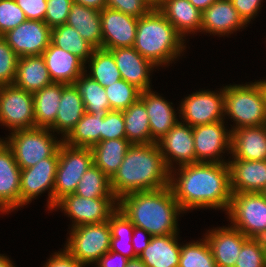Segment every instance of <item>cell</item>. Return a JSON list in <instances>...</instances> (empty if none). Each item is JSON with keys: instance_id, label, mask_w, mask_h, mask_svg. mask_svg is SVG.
<instances>
[{"instance_id": "44", "label": "cell", "mask_w": 266, "mask_h": 267, "mask_svg": "<svg viewBox=\"0 0 266 267\" xmlns=\"http://www.w3.org/2000/svg\"><path fill=\"white\" fill-rule=\"evenodd\" d=\"M26 20L15 0H0V37Z\"/></svg>"}, {"instance_id": "25", "label": "cell", "mask_w": 266, "mask_h": 267, "mask_svg": "<svg viewBox=\"0 0 266 267\" xmlns=\"http://www.w3.org/2000/svg\"><path fill=\"white\" fill-rule=\"evenodd\" d=\"M232 193L262 192L266 187V160L229 159Z\"/></svg>"}, {"instance_id": "56", "label": "cell", "mask_w": 266, "mask_h": 267, "mask_svg": "<svg viewBox=\"0 0 266 267\" xmlns=\"http://www.w3.org/2000/svg\"><path fill=\"white\" fill-rule=\"evenodd\" d=\"M126 267H146V265L139 257H135V258L129 259Z\"/></svg>"}, {"instance_id": "19", "label": "cell", "mask_w": 266, "mask_h": 267, "mask_svg": "<svg viewBox=\"0 0 266 267\" xmlns=\"http://www.w3.org/2000/svg\"><path fill=\"white\" fill-rule=\"evenodd\" d=\"M110 51L113 53L122 79L141 91L152 89L150 76L158 67L141 56L134 47L116 48Z\"/></svg>"}, {"instance_id": "35", "label": "cell", "mask_w": 266, "mask_h": 267, "mask_svg": "<svg viewBox=\"0 0 266 267\" xmlns=\"http://www.w3.org/2000/svg\"><path fill=\"white\" fill-rule=\"evenodd\" d=\"M126 139L131 144L151 143L149 116L145 104L138 99L123 111Z\"/></svg>"}, {"instance_id": "49", "label": "cell", "mask_w": 266, "mask_h": 267, "mask_svg": "<svg viewBox=\"0 0 266 267\" xmlns=\"http://www.w3.org/2000/svg\"><path fill=\"white\" fill-rule=\"evenodd\" d=\"M240 18L247 25L255 19L261 10L263 0H230Z\"/></svg>"}, {"instance_id": "34", "label": "cell", "mask_w": 266, "mask_h": 267, "mask_svg": "<svg viewBox=\"0 0 266 267\" xmlns=\"http://www.w3.org/2000/svg\"><path fill=\"white\" fill-rule=\"evenodd\" d=\"M87 67L90 71L87 70ZM84 73L104 88L122 79L113 53L103 48L94 49L92 56L85 63Z\"/></svg>"}, {"instance_id": "60", "label": "cell", "mask_w": 266, "mask_h": 267, "mask_svg": "<svg viewBox=\"0 0 266 267\" xmlns=\"http://www.w3.org/2000/svg\"><path fill=\"white\" fill-rule=\"evenodd\" d=\"M263 194V196L265 197L266 199V187L263 189V191L261 192Z\"/></svg>"}, {"instance_id": "2", "label": "cell", "mask_w": 266, "mask_h": 267, "mask_svg": "<svg viewBox=\"0 0 266 267\" xmlns=\"http://www.w3.org/2000/svg\"><path fill=\"white\" fill-rule=\"evenodd\" d=\"M169 183L170 170L157 143L132 144L110 179L117 199L132 192L159 190Z\"/></svg>"}, {"instance_id": "41", "label": "cell", "mask_w": 266, "mask_h": 267, "mask_svg": "<svg viewBox=\"0 0 266 267\" xmlns=\"http://www.w3.org/2000/svg\"><path fill=\"white\" fill-rule=\"evenodd\" d=\"M110 110L124 111L132 103H135L141 94V90L135 85L127 83L124 79H120L116 83L104 88Z\"/></svg>"}, {"instance_id": "22", "label": "cell", "mask_w": 266, "mask_h": 267, "mask_svg": "<svg viewBox=\"0 0 266 267\" xmlns=\"http://www.w3.org/2000/svg\"><path fill=\"white\" fill-rule=\"evenodd\" d=\"M21 169L11 148L0 139V203L11 213L19 209Z\"/></svg>"}, {"instance_id": "51", "label": "cell", "mask_w": 266, "mask_h": 267, "mask_svg": "<svg viewBox=\"0 0 266 267\" xmlns=\"http://www.w3.org/2000/svg\"><path fill=\"white\" fill-rule=\"evenodd\" d=\"M129 259L115 251L103 254L94 264L96 267H126Z\"/></svg>"}, {"instance_id": "16", "label": "cell", "mask_w": 266, "mask_h": 267, "mask_svg": "<svg viewBox=\"0 0 266 267\" xmlns=\"http://www.w3.org/2000/svg\"><path fill=\"white\" fill-rule=\"evenodd\" d=\"M156 143L170 171L173 170L176 165L179 167L196 163L193 127L190 125L178 121L173 128Z\"/></svg>"}, {"instance_id": "45", "label": "cell", "mask_w": 266, "mask_h": 267, "mask_svg": "<svg viewBox=\"0 0 266 267\" xmlns=\"http://www.w3.org/2000/svg\"><path fill=\"white\" fill-rule=\"evenodd\" d=\"M123 111L110 110L102 119L101 141L126 138Z\"/></svg>"}, {"instance_id": "46", "label": "cell", "mask_w": 266, "mask_h": 267, "mask_svg": "<svg viewBox=\"0 0 266 267\" xmlns=\"http://www.w3.org/2000/svg\"><path fill=\"white\" fill-rule=\"evenodd\" d=\"M73 0H47L44 22L51 28L66 24Z\"/></svg>"}, {"instance_id": "6", "label": "cell", "mask_w": 266, "mask_h": 267, "mask_svg": "<svg viewBox=\"0 0 266 267\" xmlns=\"http://www.w3.org/2000/svg\"><path fill=\"white\" fill-rule=\"evenodd\" d=\"M55 135L47 128H32L10 132L4 141L20 169H27L58 151L63 139Z\"/></svg>"}, {"instance_id": "47", "label": "cell", "mask_w": 266, "mask_h": 267, "mask_svg": "<svg viewBox=\"0 0 266 267\" xmlns=\"http://www.w3.org/2000/svg\"><path fill=\"white\" fill-rule=\"evenodd\" d=\"M106 7L140 18L153 7L149 0H106Z\"/></svg>"}, {"instance_id": "50", "label": "cell", "mask_w": 266, "mask_h": 267, "mask_svg": "<svg viewBox=\"0 0 266 267\" xmlns=\"http://www.w3.org/2000/svg\"><path fill=\"white\" fill-rule=\"evenodd\" d=\"M62 250V251H61ZM54 252L52 256L44 263L43 267H85L87 265L80 263L65 248Z\"/></svg>"}, {"instance_id": "29", "label": "cell", "mask_w": 266, "mask_h": 267, "mask_svg": "<svg viewBox=\"0 0 266 267\" xmlns=\"http://www.w3.org/2000/svg\"><path fill=\"white\" fill-rule=\"evenodd\" d=\"M52 83L42 55L19 57L15 86L33 94Z\"/></svg>"}, {"instance_id": "7", "label": "cell", "mask_w": 266, "mask_h": 267, "mask_svg": "<svg viewBox=\"0 0 266 267\" xmlns=\"http://www.w3.org/2000/svg\"><path fill=\"white\" fill-rule=\"evenodd\" d=\"M225 213L246 237L266 240V199L261 192L233 193Z\"/></svg>"}, {"instance_id": "5", "label": "cell", "mask_w": 266, "mask_h": 267, "mask_svg": "<svg viewBox=\"0 0 266 267\" xmlns=\"http://www.w3.org/2000/svg\"><path fill=\"white\" fill-rule=\"evenodd\" d=\"M248 83L224 86V117L228 116L234 122L230 131L266 125L264 92L258 81Z\"/></svg>"}, {"instance_id": "31", "label": "cell", "mask_w": 266, "mask_h": 267, "mask_svg": "<svg viewBox=\"0 0 266 267\" xmlns=\"http://www.w3.org/2000/svg\"><path fill=\"white\" fill-rule=\"evenodd\" d=\"M131 145L126 138L100 141L91 147L93 164L111 179Z\"/></svg>"}, {"instance_id": "4", "label": "cell", "mask_w": 266, "mask_h": 267, "mask_svg": "<svg viewBox=\"0 0 266 267\" xmlns=\"http://www.w3.org/2000/svg\"><path fill=\"white\" fill-rule=\"evenodd\" d=\"M185 41L154 6L146 15L138 18L133 47L156 67H166L184 55L187 49Z\"/></svg>"}, {"instance_id": "21", "label": "cell", "mask_w": 266, "mask_h": 267, "mask_svg": "<svg viewBox=\"0 0 266 267\" xmlns=\"http://www.w3.org/2000/svg\"><path fill=\"white\" fill-rule=\"evenodd\" d=\"M146 107L149 116L151 143H156L179 121L172 102L165 100L153 90L141 91L139 98Z\"/></svg>"}, {"instance_id": "9", "label": "cell", "mask_w": 266, "mask_h": 267, "mask_svg": "<svg viewBox=\"0 0 266 267\" xmlns=\"http://www.w3.org/2000/svg\"><path fill=\"white\" fill-rule=\"evenodd\" d=\"M93 164L91 148L73 147L62 142L53 188V207L63 196L75 192L83 174Z\"/></svg>"}, {"instance_id": "10", "label": "cell", "mask_w": 266, "mask_h": 267, "mask_svg": "<svg viewBox=\"0 0 266 267\" xmlns=\"http://www.w3.org/2000/svg\"><path fill=\"white\" fill-rule=\"evenodd\" d=\"M64 211L70 220L71 228L87 224L108 221L118 209L117 198H84L77 194H68L59 199L52 211Z\"/></svg>"}, {"instance_id": "57", "label": "cell", "mask_w": 266, "mask_h": 267, "mask_svg": "<svg viewBox=\"0 0 266 267\" xmlns=\"http://www.w3.org/2000/svg\"><path fill=\"white\" fill-rule=\"evenodd\" d=\"M258 83L260 84L264 95H265V100H266V79H261L260 81L258 80Z\"/></svg>"}, {"instance_id": "32", "label": "cell", "mask_w": 266, "mask_h": 267, "mask_svg": "<svg viewBox=\"0 0 266 267\" xmlns=\"http://www.w3.org/2000/svg\"><path fill=\"white\" fill-rule=\"evenodd\" d=\"M61 96L62 83L55 82L33 93L35 128L53 126Z\"/></svg>"}, {"instance_id": "48", "label": "cell", "mask_w": 266, "mask_h": 267, "mask_svg": "<svg viewBox=\"0 0 266 267\" xmlns=\"http://www.w3.org/2000/svg\"><path fill=\"white\" fill-rule=\"evenodd\" d=\"M23 10L27 20L44 21L47 11V0H15Z\"/></svg>"}, {"instance_id": "24", "label": "cell", "mask_w": 266, "mask_h": 267, "mask_svg": "<svg viewBox=\"0 0 266 267\" xmlns=\"http://www.w3.org/2000/svg\"><path fill=\"white\" fill-rule=\"evenodd\" d=\"M42 57L55 83L73 84L85 72V63L80 58L52 43Z\"/></svg>"}, {"instance_id": "13", "label": "cell", "mask_w": 266, "mask_h": 267, "mask_svg": "<svg viewBox=\"0 0 266 267\" xmlns=\"http://www.w3.org/2000/svg\"><path fill=\"white\" fill-rule=\"evenodd\" d=\"M59 161V149L52 156L40 160L34 166L21 169L19 208L31 203L45 191L48 192L47 209H53V188Z\"/></svg>"}, {"instance_id": "1", "label": "cell", "mask_w": 266, "mask_h": 267, "mask_svg": "<svg viewBox=\"0 0 266 267\" xmlns=\"http://www.w3.org/2000/svg\"><path fill=\"white\" fill-rule=\"evenodd\" d=\"M169 186L186 213L197 209L228 210L232 198L228 163L196 162L170 171Z\"/></svg>"}, {"instance_id": "18", "label": "cell", "mask_w": 266, "mask_h": 267, "mask_svg": "<svg viewBox=\"0 0 266 267\" xmlns=\"http://www.w3.org/2000/svg\"><path fill=\"white\" fill-rule=\"evenodd\" d=\"M204 237L209 244L216 267H235L241 247L248 239L230 225L209 229Z\"/></svg>"}, {"instance_id": "53", "label": "cell", "mask_w": 266, "mask_h": 267, "mask_svg": "<svg viewBox=\"0 0 266 267\" xmlns=\"http://www.w3.org/2000/svg\"><path fill=\"white\" fill-rule=\"evenodd\" d=\"M73 3L94 8L98 11H101L106 7V0H73Z\"/></svg>"}, {"instance_id": "54", "label": "cell", "mask_w": 266, "mask_h": 267, "mask_svg": "<svg viewBox=\"0 0 266 267\" xmlns=\"http://www.w3.org/2000/svg\"><path fill=\"white\" fill-rule=\"evenodd\" d=\"M195 8L203 12L206 10L212 3L218 0H188Z\"/></svg>"}, {"instance_id": "12", "label": "cell", "mask_w": 266, "mask_h": 267, "mask_svg": "<svg viewBox=\"0 0 266 267\" xmlns=\"http://www.w3.org/2000/svg\"><path fill=\"white\" fill-rule=\"evenodd\" d=\"M0 124L10 132L35 128L33 94L14 84L0 86Z\"/></svg>"}, {"instance_id": "36", "label": "cell", "mask_w": 266, "mask_h": 267, "mask_svg": "<svg viewBox=\"0 0 266 267\" xmlns=\"http://www.w3.org/2000/svg\"><path fill=\"white\" fill-rule=\"evenodd\" d=\"M108 222L111 229L110 251L118 252L128 259L138 257L132 245V222L119 209L110 216Z\"/></svg>"}, {"instance_id": "28", "label": "cell", "mask_w": 266, "mask_h": 267, "mask_svg": "<svg viewBox=\"0 0 266 267\" xmlns=\"http://www.w3.org/2000/svg\"><path fill=\"white\" fill-rule=\"evenodd\" d=\"M177 234L152 236L150 243L139 255L146 267H178L181 243Z\"/></svg>"}, {"instance_id": "11", "label": "cell", "mask_w": 266, "mask_h": 267, "mask_svg": "<svg viewBox=\"0 0 266 267\" xmlns=\"http://www.w3.org/2000/svg\"><path fill=\"white\" fill-rule=\"evenodd\" d=\"M188 95L178 107L181 122L195 127L227 119L224 117V86L219 91L202 89Z\"/></svg>"}, {"instance_id": "42", "label": "cell", "mask_w": 266, "mask_h": 267, "mask_svg": "<svg viewBox=\"0 0 266 267\" xmlns=\"http://www.w3.org/2000/svg\"><path fill=\"white\" fill-rule=\"evenodd\" d=\"M238 256L235 267H266V240L248 238Z\"/></svg>"}, {"instance_id": "39", "label": "cell", "mask_w": 266, "mask_h": 267, "mask_svg": "<svg viewBox=\"0 0 266 267\" xmlns=\"http://www.w3.org/2000/svg\"><path fill=\"white\" fill-rule=\"evenodd\" d=\"M73 85L82 97L85 112L93 114L99 111H110V104L104 87L86 73H83Z\"/></svg>"}, {"instance_id": "58", "label": "cell", "mask_w": 266, "mask_h": 267, "mask_svg": "<svg viewBox=\"0 0 266 267\" xmlns=\"http://www.w3.org/2000/svg\"><path fill=\"white\" fill-rule=\"evenodd\" d=\"M0 212L1 214L7 213L9 214L10 212L0 203Z\"/></svg>"}, {"instance_id": "20", "label": "cell", "mask_w": 266, "mask_h": 267, "mask_svg": "<svg viewBox=\"0 0 266 267\" xmlns=\"http://www.w3.org/2000/svg\"><path fill=\"white\" fill-rule=\"evenodd\" d=\"M201 32L211 36H229L248 27L240 18L230 0H218L202 12Z\"/></svg>"}, {"instance_id": "3", "label": "cell", "mask_w": 266, "mask_h": 267, "mask_svg": "<svg viewBox=\"0 0 266 267\" xmlns=\"http://www.w3.org/2000/svg\"><path fill=\"white\" fill-rule=\"evenodd\" d=\"M118 209L135 227L152 236L179 233V215L184 213L167 186L153 191L132 192L118 199Z\"/></svg>"}, {"instance_id": "40", "label": "cell", "mask_w": 266, "mask_h": 267, "mask_svg": "<svg viewBox=\"0 0 266 267\" xmlns=\"http://www.w3.org/2000/svg\"><path fill=\"white\" fill-rule=\"evenodd\" d=\"M178 267H216L206 238L182 243Z\"/></svg>"}, {"instance_id": "59", "label": "cell", "mask_w": 266, "mask_h": 267, "mask_svg": "<svg viewBox=\"0 0 266 267\" xmlns=\"http://www.w3.org/2000/svg\"><path fill=\"white\" fill-rule=\"evenodd\" d=\"M152 5L156 6L157 4H159L162 0H149Z\"/></svg>"}, {"instance_id": "38", "label": "cell", "mask_w": 266, "mask_h": 267, "mask_svg": "<svg viewBox=\"0 0 266 267\" xmlns=\"http://www.w3.org/2000/svg\"><path fill=\"white\" fill-rule=\"evenodd\" d=\"M74 194L84 198H116L111 189L110 178L94 164L83 174Z\"/></svg>"}, {"instance_id": "17", "label": "cell", "mask_w": 266, "mask_h": 267, "mask_svg": "<svg viewBox=\"0 0 266 267\" xmlns=\"http://www.w3.org/2000/svg\"><path fill=\"white\" fill-rule=\"evenodd\" d=\"M102 29V48L133 47L138 18L115 9L105 7L100 11Z\"/></svg>"}, {"instance_id": "26", "label": "cell", "mask_w": 266, "mask_h": 267, "mask_svg": "<svg viewBox=\"0 0 266 267\" xmlns=\"http://www.w3.org/2000/svg\"><path fill=\"white\" fill-rule=\"evenodd\" d=\"M156 8L174 26L177 32L186 40L190 34L201 32L202 12L188 0H162ZM186 36V37H185Z\"/></svg>"}, {"instance_id": "27", "label": "cell", "mask_w": 266, "mask_h": 267, "mask_svg": "<svg viewBox=\"0 0 266 267\" xmlns=\"http://www.w3.org/2000/svg\"><path fill=\"white\" fill-rule=\"evenodd\" d=\"M85 114L82 97L73 84L62 83V96L57 115L50 130L64 139Z\"/></svg>"}, {"instance_id": "43", "label": "cell", "mask_w": 266, "mask_h": 267, "mask_svg": "<svg viewBox=\"0 0 266 267\" xmlns=\"http://www.w3.org/2000/svg\"><path fill=\"white\" fill-rule=\"evenodd\" d=\"M18 59L19 56L0 37V86L14 83Z\"/></svg>"}, {"instance_id": "55", "label": "cell", "mask_w": 266, "mask_h": 267, "mask_svg": "<svg viewBox=\"0 0 266 267\" xmlns=\"http://www.w3.org/2000/svg\"><path fill=\"white\" fill-rule=\"evenodd\" d=\"M14 265L8 256L0 254V267H16Z\"/></svg>"}, {"instance_id": "37", "label": "cell", "mask_w": 266, "mask_h": 267, "mask_svg": "<svg viewBox=\"0 0 266 267\" xmlns=\"http://www.w3.org/2000/svg\"><path fill=\"white\" fill-rule=\"evenodd\" d=\"M51 43L69 53L76 55L84 63L92 56L94 47L85 41L75 28L63 24L51 31Z\"/></svg>"}, {"instance_id": "8", "label": "cell", "mask_w": 266, "mask_h": 267, "mask_svg": "<svg viewBox=\"0 0 266 267\" xmlns=\"http://www.w3.org/2000/svg\"><path fill=\"white\" fill-rule=\"evenodd\" d=\"M64 248L80 263L95 264L110 251L111 229L109 222L87 224L70 228Z\"/></svg>"}, {"instance_id": "15", "label": "cell", "mask_w": 266, "mask_h": 267, "mask_svg": "<svg viewBox=\"0 0 266 267\" xmlns=\"http://www.w3.org/2000/svg\"><path fill=\"white\" fill-rule=\"evenodd\" d=\"M52 29L40 20H26L1 37L19 57L42 55L51 43Z\"/></svg>"}, {"instance_id": "30", "label": "cell", "mask_w": 266, "mask_h": 267, "mask_svg": "<svg viewBox=\"0 0 266 267\" xmlns=\"http://www.w3.org/2000/svg\"><path fill=\"white\" fill-rule=\"evenodd\" d=\"M66 24L75 28L81 37L95 49L102 48L100 11L73 3Z\"/></svg>"}, {"instance_id": "33", "label": "cell", "mask_w": 266, "mask_h": 267, "mask_svg": "<svg viewBox=\"0 0 266 267\" xmlns=\"http://www.w3.org/2000/svg\"><path fill=\"white\" fill-rule=\"evenodd\" d=\"M108 111H99L93 114L85 112L63 142L73 147L91 148L101 141L102 119Z\"/></svg>"}, {"instance_id": "52", "label": "cell", "mask_w": 266, "mask_h": 267, "mask_svg": "<svg viewBox=\"0 0 266 267\" xmlns=\"http://www.w3.org/2000/svg\"><path fill=\"white\" fill-rule=\"evenodd\" d=\"M151 237L152 235H150L144 229L134 226V231L132 235V245L134 252L138 257L150 243Z\"/></svg>"}, {"instance_id": "14", "label": "cell", "mask_w": 266, "mask_h": 267, "mask_svg": "<svg viewBox=\"0 0 266 267\" xmlns=\"http://www.w3.org/2000/svg\"><path fill=\"white\" fill-rule=\"evenodd\" d=\"M224 125L219 121L193 127L196 162L228 163L222 156L231 154V131Z\"/></svg>"}, {"instance_id": "23", "label": "cell", "mask_w": 266, "mask_h": 267, "mask_svg": "<svg viewBox=\"0 0 266 267\" xmlns=\"http://www.w3.org/2000/svg\"><path fill=\"white\" fill-rule=\"evenodd\" d=\"M230 159L266 160V125L242 127L231 131Z\"/></svg>"}]
</instances>
